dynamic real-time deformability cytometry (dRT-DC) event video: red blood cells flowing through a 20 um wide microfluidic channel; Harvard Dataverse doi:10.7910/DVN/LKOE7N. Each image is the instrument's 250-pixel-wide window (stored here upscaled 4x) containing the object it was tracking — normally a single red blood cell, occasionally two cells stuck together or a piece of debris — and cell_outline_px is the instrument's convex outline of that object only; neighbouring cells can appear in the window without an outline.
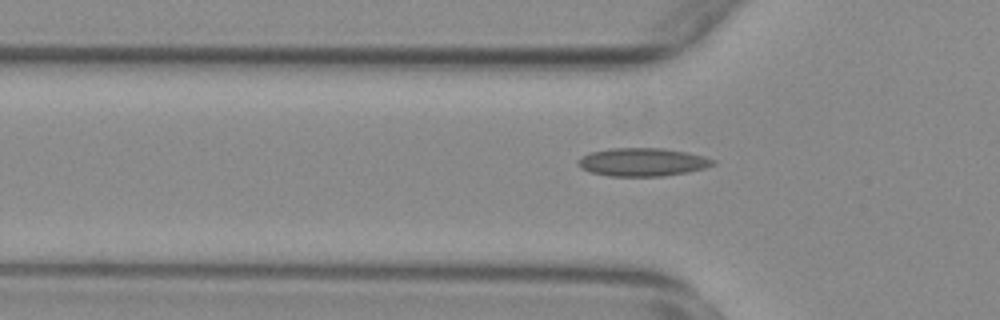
{"species": "common noctule bat (a hibernating species)", "species_latin": "Nyctalus noctula", "temperature_condition": "warm", "stored_images_in_passage": 55, "camera_frame_rate_fps": 3000, "um_per_image_px": 0.085, "animal": {"sex": "female", "body_mass_g": 29.2, "forearm_length_mm": 56.3}, "frame": {"image": 1, "passage_image": 18, "time_ms": 5.667, "image_size_px": [1000, 320], "cell_outline_px": [[716, 164], [704, 168], [688, 172], [664, 176], [608, 176], [592, 172], [580, 168], [576, 160], [588, 152], [612, 148], [664, 148], [688, 152], [704, 156], [716, 160]], "centroid_in_image_um": [54.62, 13.77], "position_along_channel_um": 71.2, "area_um2": 22.37}}
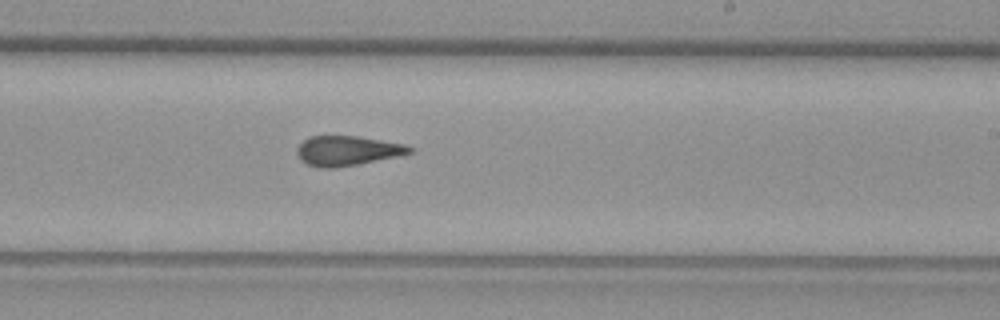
{"frame": {"image": 2, "passage_image": 33, "time_ms": 10.667, "image_size_px": [1000, 320], "cell_outline_px": [[416, 148], [412, 152], [400, 156], [360, 164], [336, 168], [316, 168], [304, 164], [300, 160], [296, 152], [296, 148], [308, 136], [356, 136], [404, 144]], "centroid_in_image_um": [29.5, 12.83], "position_along_channel_um": 259.5, "area_um2": 19.88}}
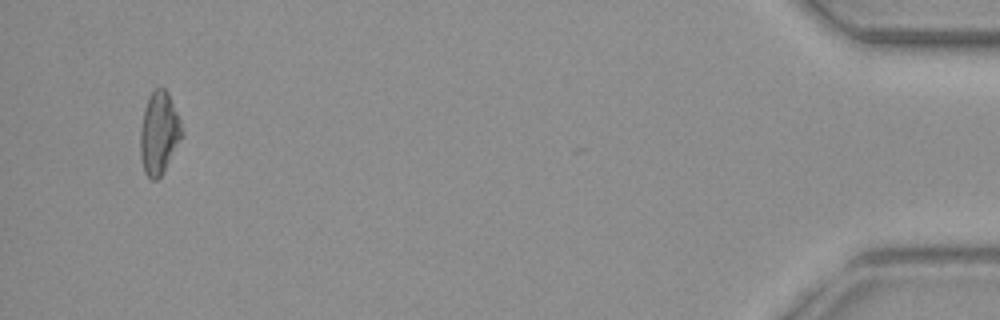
{"frame": {"image": 3, "passage_image": 53, "time_ms": 17.333, "image_size_px": [1000, 320], "cell_outline_px": [[180, 140], [164, 172], [156, 180], [152, 180], [144, 172], [140, 156], [140, 128], [144, 108], [148, 96], [156, 88], [164, 88], [168, 92], [180, 120]], "centroid_in_image_um": [13.48, 11.32], "position_along_channel_um": 421.7, "area_um2": 19.77}, "authors_computed_cell_mechanics": {"area_um2": 19.941, "velocity_mm_per_s": 3.7544, "shape_relaxation_time_tau1_ms": null, "shape_relaxation_time_tau2_ms": 2.3907, "deformation_change_tau1": null, "deformation_change_tau2": 0.1193}}